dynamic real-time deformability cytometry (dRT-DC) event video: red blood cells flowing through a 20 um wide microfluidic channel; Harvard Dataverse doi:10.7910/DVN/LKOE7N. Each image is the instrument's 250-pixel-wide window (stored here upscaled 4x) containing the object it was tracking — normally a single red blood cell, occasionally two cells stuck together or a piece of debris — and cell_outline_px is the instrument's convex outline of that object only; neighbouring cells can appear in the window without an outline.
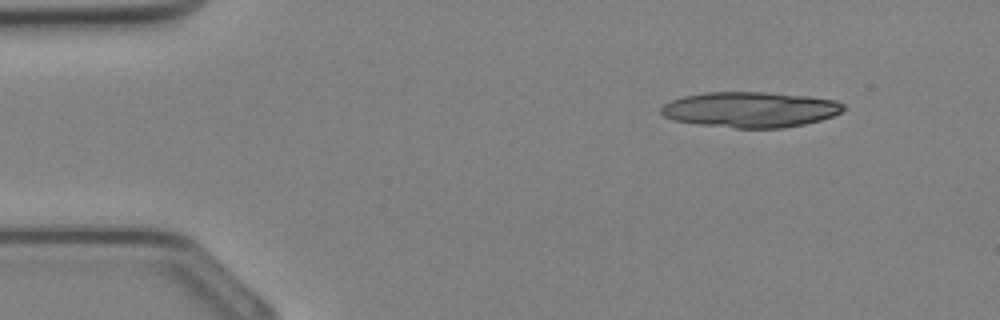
{"species": "Egyptian fruit bat (a non-hibernating species)", "species_latin": "Rousettus aegyptiacus", "temperature_condition": "cold", "stored_images_in_passage": 6, "camera_frame_rate_fps": 3000, "um_per_image_px": 0.085, "animal": {"sex": "female"}, "frame": {"image": 1, "passage_image": 1, "time_ms": 0.0, "image_size_px": [1000, 320], "cell_outline_px": [[848, 108], [832, 116], [820, 120], [804, 124], [784, 128], [736, 128], [696, 124], [672, 120], [664, 116], [660, 112], [660, 108], [664, 104], [672, 100], [684, 96], [704, 92], [764, 92], [808, 96], [836, 100], [844, 104]], "centroid_in_image_um": [63.78, 9.31], "position_along_channel_um": 21.2, "area_um2": 37.97}}